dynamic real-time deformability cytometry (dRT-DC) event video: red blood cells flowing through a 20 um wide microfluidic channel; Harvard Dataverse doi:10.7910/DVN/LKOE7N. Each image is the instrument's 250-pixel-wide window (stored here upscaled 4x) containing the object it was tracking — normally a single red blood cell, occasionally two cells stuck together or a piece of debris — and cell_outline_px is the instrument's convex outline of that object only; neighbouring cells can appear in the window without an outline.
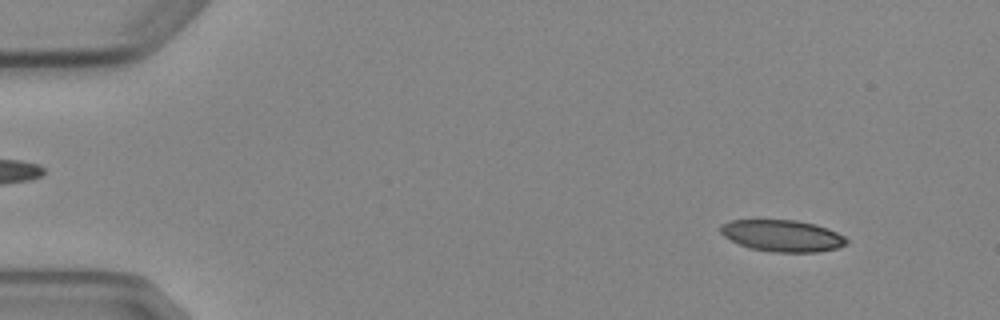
{"species": "Egyptian fruit bat (a non-hibernating species)", "species_latin": "Rousettus aegyptiacus", "temperature_condition": "cold", "stored_images_in_passage": 4, "segment_of_instrument_passage": [2, 2], "camera_frame_rate_fps": 3000, "um_per_image_px": 0.085, "animal": {"sex": "female"}, "frame": {"image": 1, "passage_image": 4, "time_ms": 4.333, "image_size_px": [1000, 320], "cell_outline_px": [[848, 244], [836, 248], [816, 252], [772, 252], [748, 248], [724, 236], [720, 232], [720, 224], [732, 220], [796, 220], [816, 224], [836, 232], [844, 236], [848, 240]], "centroid_in_image_um": [66.5, 20.04], "position_along_channel_um": 18.5, "area_um2": 23.24}}